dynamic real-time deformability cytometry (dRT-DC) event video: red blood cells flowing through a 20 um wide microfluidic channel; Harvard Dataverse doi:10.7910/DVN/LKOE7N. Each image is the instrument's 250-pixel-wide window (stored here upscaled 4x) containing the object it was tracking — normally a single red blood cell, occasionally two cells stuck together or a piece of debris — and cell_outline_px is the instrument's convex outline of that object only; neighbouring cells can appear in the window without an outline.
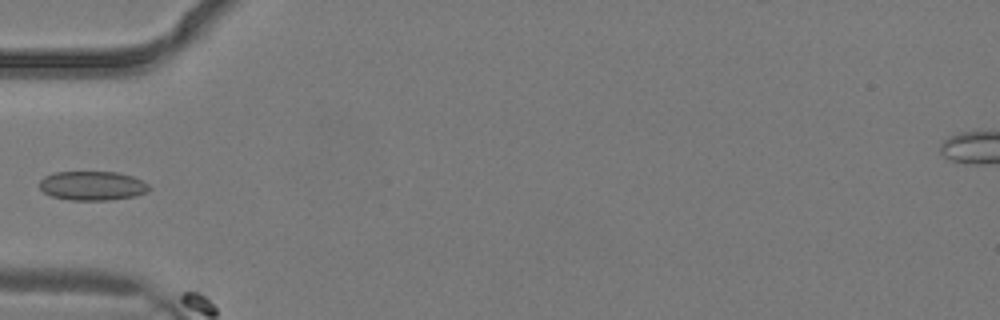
{"species": "common noctule bat (a hibernating species)", "species_latin": "Nyctalus noctula", "temperature_condition": "warm", "stored_images_in_passage": 2, "camera_frame_rate_fps": 3000, "um_per_image_px": 0.085, "animal": {"sex": "male", "body_mass_g": 19.2, "forearm_length_mm": 51.8}, "frame": {"image": 1, "passage_image": 2, "time_ms": 0.333, "image_size_px": [1000, 320], "cell_outline_px": [[152, 188], [148, 192], [136, 196], [108, 200], [72, 200], [52, 196], [44, 192], [40, 188], [40, 180], [44, 176], [56, 172], [116, 172], [132, 176], [148, 184]], "centroid_in_image_um": [7.88, 15.79], "position_along_channel_um": 77.1, "area_um2": 18.61}}